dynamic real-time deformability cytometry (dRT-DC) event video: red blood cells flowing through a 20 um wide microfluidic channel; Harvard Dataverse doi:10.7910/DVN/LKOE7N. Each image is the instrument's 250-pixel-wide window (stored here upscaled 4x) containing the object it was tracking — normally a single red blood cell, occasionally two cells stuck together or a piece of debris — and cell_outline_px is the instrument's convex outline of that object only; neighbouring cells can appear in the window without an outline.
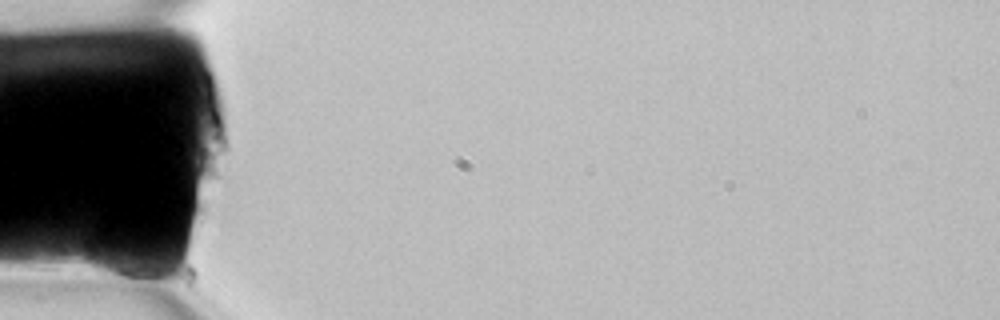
{"species": "common noctule bat (a hibernating species)", "species_latin": "Nyctalus noctula", "temperature_condition": "room temperature", "stored_images_in_passage": 3, "camera_frame_rate_fps": 3000, "um_per_image_px": 0.085, "animal": {"sex": "female", "body_mass_g": 22.7, "forearm_length_mm": 54.2}, "frame": {"image": 1, "passage_image": 1, "time_ms": 0.0, "image_size_px": [1000, 320], "cell_outline_px": [[156, 272], [152, 276], [112, 276], [92, 272], [84, 260], [92, 232], [96, 228], [104, 232], [140, 256]], "centroid_in_image_um": [9.7, 21.91], "position_along_channel_um": 75.3, "area_um2": 14.51}}